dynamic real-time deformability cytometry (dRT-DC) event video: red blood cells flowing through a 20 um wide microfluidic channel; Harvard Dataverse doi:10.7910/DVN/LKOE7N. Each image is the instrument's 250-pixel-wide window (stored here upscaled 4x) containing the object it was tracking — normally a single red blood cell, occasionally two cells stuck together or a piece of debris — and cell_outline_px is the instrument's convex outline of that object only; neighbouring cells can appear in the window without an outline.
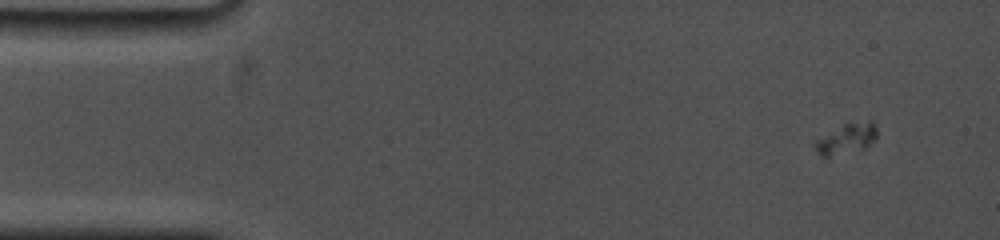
{"species": "common noctule bat (a hibernating species)", "species_latin": "Nyctalus noctula", "temperature_condition": "cold", "stored_images_in_passage": 30, "camera_frame_rate_fps": 5000, "um_per_image_px": 0.085, "animal": {"sex": "female", "body_mass_g": 19.0, "forearm_length_mm": 53.3}, "frame": {"image": 1, "passage_image": 5, "time_ms": 1.6, "image_size_px": [1000, 240], "cell_outline_px": [[876, 140], [864, 148], [828, 156], [820, 156], [816, 148], [816, 140], [844, 124], [868, 120], [872, 120], [876, 124]], "centroid_in_image_um": [72.02, 11.76], "position_along_channel_um": 13.0, "area_um2": 10.58}}